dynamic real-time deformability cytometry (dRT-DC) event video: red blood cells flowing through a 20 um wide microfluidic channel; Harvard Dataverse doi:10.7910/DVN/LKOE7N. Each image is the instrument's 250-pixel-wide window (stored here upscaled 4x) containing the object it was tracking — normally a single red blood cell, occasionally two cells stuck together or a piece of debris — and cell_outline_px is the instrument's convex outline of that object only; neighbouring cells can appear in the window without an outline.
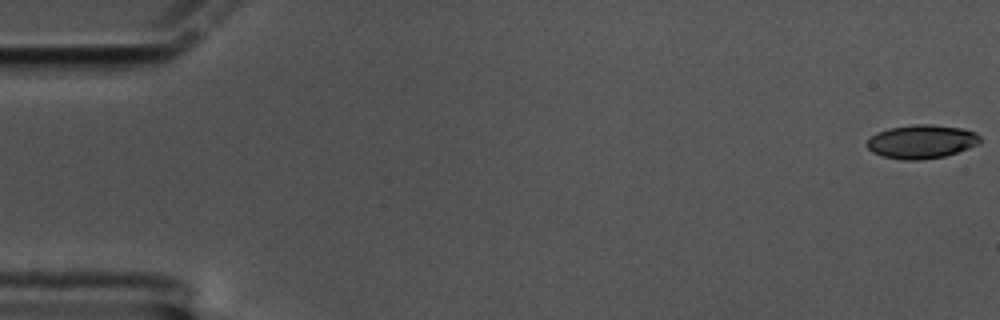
{"species": "common noctule bat (a hibernating species)", "species_latin": "Nyctalus noctula", "temperature_condition": "cold", "stored_images_in_passage": 6, "camera_frame_rate_fps": 3000, "um_per_image_px": 0.085, "animal": {"sex": "male", "body_mass_g": 17.5, "forearm_length_mm": 52.3}, "frame": {"image": 1, "passage_image": 1, "time_ms": 0.0, "image_size_px": [1000, 320], "cell_outline_px": [[980, 144], [944, 156], [920, 160], [904, 160], [884, 156], [872, 152], [864, 144], [876, 132], [888, 128], [912, 124], [932, 124], [964, 128], [976, 132], [980, 136]], "centroid_in_image_um": [78.33, 12.02], "position_along_channel_um": 6.7, "area_um2": 22.37}}